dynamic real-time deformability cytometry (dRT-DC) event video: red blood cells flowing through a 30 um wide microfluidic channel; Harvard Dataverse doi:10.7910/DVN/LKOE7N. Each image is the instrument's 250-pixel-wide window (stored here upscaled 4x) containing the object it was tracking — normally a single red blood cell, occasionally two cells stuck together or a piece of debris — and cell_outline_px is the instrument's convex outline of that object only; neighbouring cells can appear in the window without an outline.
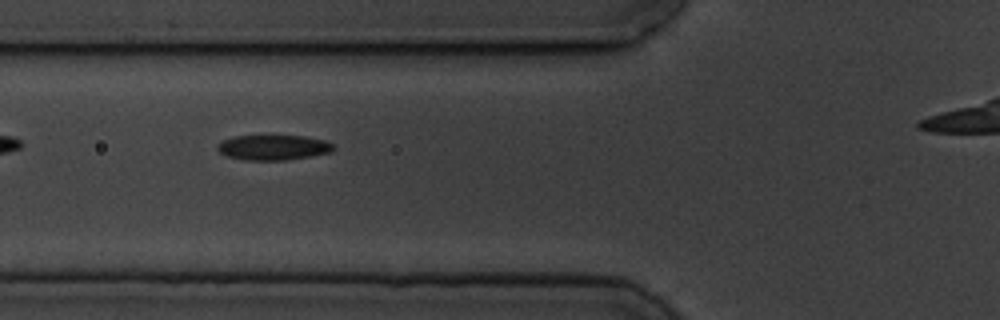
{"species": "common noctule bat (a hibernating species)", "species_latin": "Nyctalus noctula", "temperature_condition": "cold", "stored_images_in_passage": 5, "segment_of_instrument_passage": [1, 2], "camera_frame_rate_fps": 3000, "um_per_image_px": 0.085, "animal": {"sex": "male", "body_mass_g": 19.5, "forearm_length_mm": 54.6}, "frame": {"image": 1, "passage_image": 3, "time_ms": 2.333, "image_size_px": [1000, 320], "cell_outline_px": [[336, 148], [332, 152], [312, 156], [284, 160], [244, 160], [228, 156], [220, 152], [216, 148], [216, 144], [232, 136], [304, 136], [324, 140], [332, 144]], "centroid_in_image_um": [23.23, 12.53], "position_along_channel_um": 102.6, "area_um2": 16.99}}
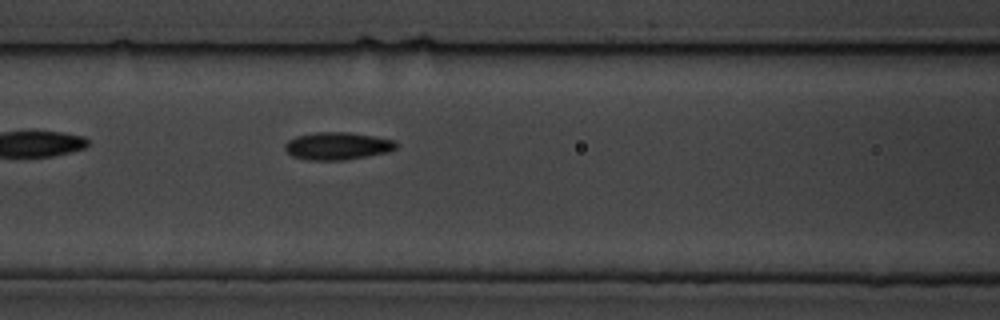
{"frame": {"image": 2, "passage_image": 4, "time_ms": 3.333, "image_size_px": [1000, 320], "cell_outline_px": [[396, 148], [388, 152], [368, 156], [344, 160], [308, 160], [292, 156], [284, 148], [284, 144], [288, 140], [296, 136], [316, 132], [348, 132], [396, 140]], "centroid_in_image_um": [28.67, 12.41], "position_along_channel_um": 137.9, "area_um2": 17.86}}